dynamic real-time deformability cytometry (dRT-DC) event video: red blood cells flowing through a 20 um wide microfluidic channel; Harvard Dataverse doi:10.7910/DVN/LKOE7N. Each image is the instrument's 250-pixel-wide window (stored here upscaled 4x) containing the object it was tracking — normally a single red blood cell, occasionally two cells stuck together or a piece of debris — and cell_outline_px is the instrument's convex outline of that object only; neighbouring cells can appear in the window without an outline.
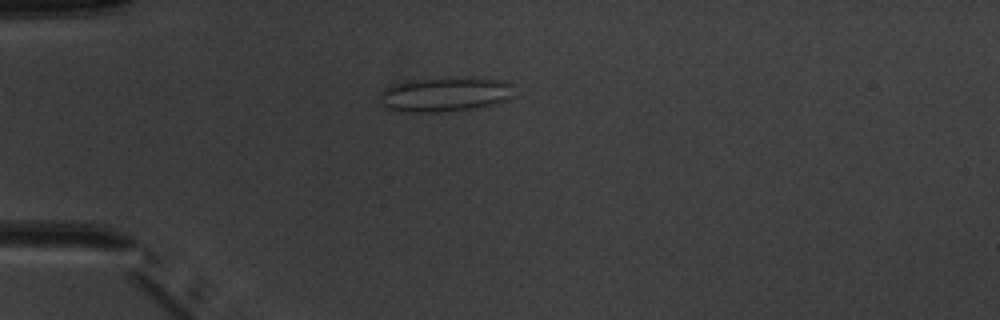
{"species": "common noctule bat (a hibernating species)", "species_latin": "Nyctalus noctula", "temperature_condition": "warm", "stored_images_in_passage": 7, "camera_frame_rate_fps": 3000, "um_per_image_px": 0.085, "animal": {"sex": "male", "body_mass_g": 20.1, "forearm_length_mm": 53.5}, "frame": {"image": 1, "passage_image": 4, "time_ms": 4.333, "image_size_px": [1000, 320], "cell_outline_px": [[516, 96], [508, 100], [484, 108], [444, 112], [392, 112], [384, 108], [380, 104], [380, 92], [384, 88], [392, 84], [408, 80], [444, 76], [504, 80], [512, 84]], "centroid_in_image_um": [37.83, 8.03], "position_along_channel_um": 47.2, "area_um2": 28.5}}
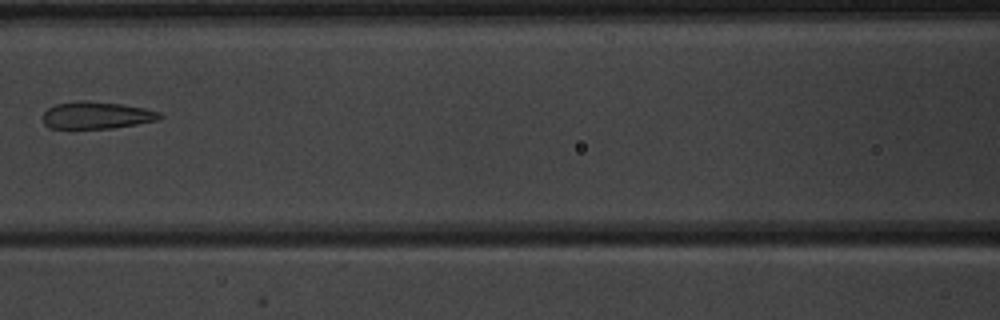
{"frame": {"image": 2, "passage_image": 7, "time_ms": 7.667, "image_size_px": [1000, 320], "cell_outline_px": [[164, 116], [156, 120], [136, 124], [112, 128], [48, 128], [44, 124], [44, 112], [48, 108], [56, 104], [80, 100], [88, 100], [120, 104], [144, 108], [160, 112]], "centroid_in_image_um": [8.2, 9.79], "position_along_channel_um": 158.4, "area_um2": 18.38}}